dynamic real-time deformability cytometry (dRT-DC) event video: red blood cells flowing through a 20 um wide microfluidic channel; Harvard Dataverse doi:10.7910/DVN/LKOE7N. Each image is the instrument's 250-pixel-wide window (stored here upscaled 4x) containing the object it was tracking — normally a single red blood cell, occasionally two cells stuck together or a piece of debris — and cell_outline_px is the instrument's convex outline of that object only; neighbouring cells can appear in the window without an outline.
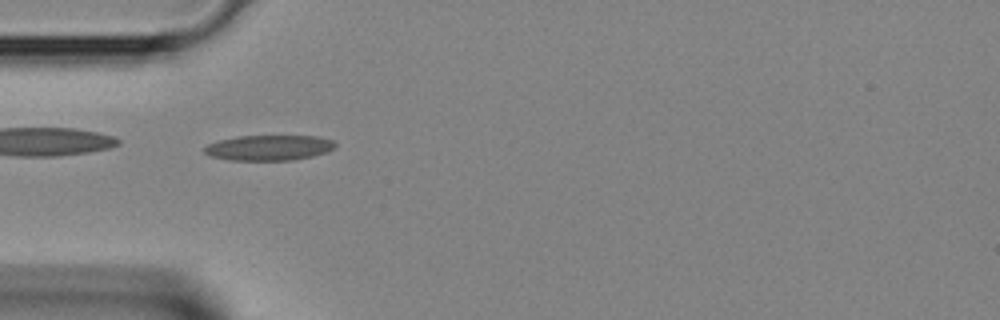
{"species": "Egyptian fruit bat (a non-hibernating species)", "species_latin": "Rousettus aegyptiacus", "temperature_condition": "room temperature", "stored_images_in_passage": 32, "camera_frame_rate_fps": 3000, "um_per_image_px": 0.085, "animal": {"sex": "female"}, "frame": {"image": 1, "passage_image": 11, "time_ms": 3.333, "image_size_px": [1000, 320], "cell_outline_px": [[336, 148], [312, 156], [292, 160], [228, 160], [208, 156], [204, 152], [204, 148], [208, 144], [216, 140], [236, 136], [316, 136], [332, 140], [336, 144]], "centroid_in_image_um": [22.81, 12.55], "position_along_channel_um": 62.2, "area_um2": 19.42}}
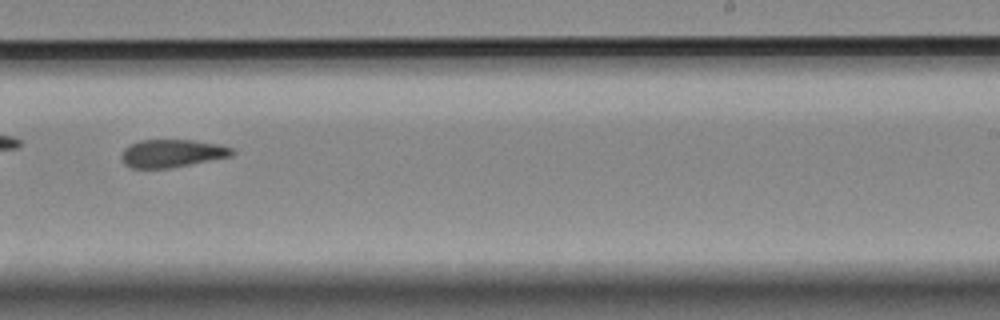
{"frame": {"image": 2, "passage_image": 24, "time_ms": 7.667, "image_size_px": [1000, 320], "cell_outline_px": [[236, 152], [232, 156], [172, 168], [132, 168], [124, 164], [120, 156], [124, 148], [128, 144], [140, 140], [192, 140], [220, 144], [232, 148]], "centroid_in_image_um": [14.61, 13.03], "position_along_channel_um": 274.4, "area_um2": 18.21}}
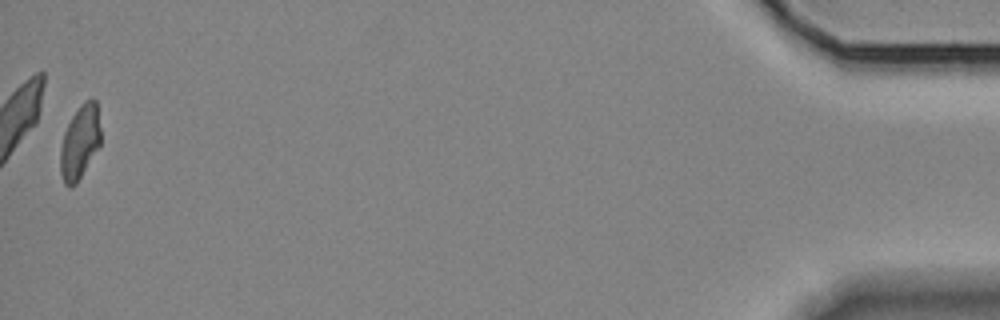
{"frame": {"image": 3, "passage_image": 32, "time_ms": 10.333, "image_size_px": [1000, 320], "cell_outline_px": [[100, 144], [76, 184], [72, 188], [68, 188], [64, 184], [60, 172], [60, 148], [64, 132], [72, 116], [80, 104], [84, 100], [92, 96], [96, 100], [100, 128]], "centroid_in_image_um": [6.77, 12.07], "position_along_channel_um": 428.4, "area_um2": 17.46}}